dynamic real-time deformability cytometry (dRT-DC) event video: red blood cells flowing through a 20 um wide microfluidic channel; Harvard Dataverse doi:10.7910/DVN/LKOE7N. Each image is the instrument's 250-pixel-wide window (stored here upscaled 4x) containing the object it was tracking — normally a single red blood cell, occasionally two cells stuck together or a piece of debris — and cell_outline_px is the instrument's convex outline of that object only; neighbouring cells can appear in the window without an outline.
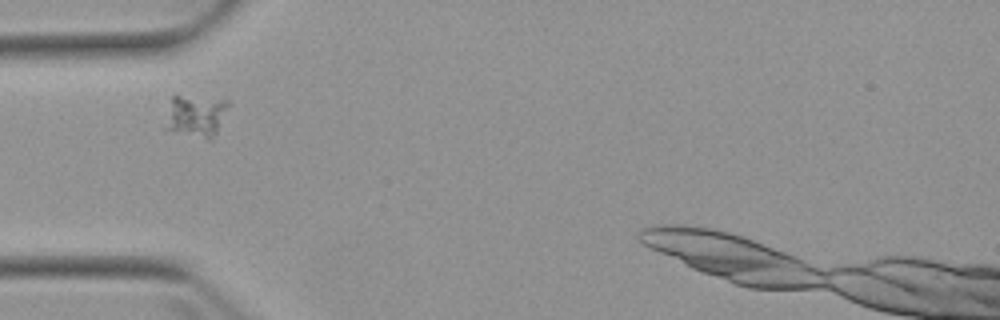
{"species": "Egyptian fruit bat (a non-hibernating species)", "species_latin": "Rousettus aegyptiacus", "temperature_condition": "warm", "stored_images_in_passage": 2, "camera_frame_rate_fps": 3000, "um_per_image_px": 0.085, "animal": {"sex": "female"}, "frame": {"image": 1, "passage_image": 1, "time_ms": 0.0, "image_size_px": [1000, 320], "cell_outline_px": [[232, 104], [212, 140], [208, 140], [164, 128], [172, 96], [180, 96], [228, 100]], "centroid_in_image_um": [16.72, 9.85], "position_along_channel_um": 68.3, "area_um2": 15.32}}
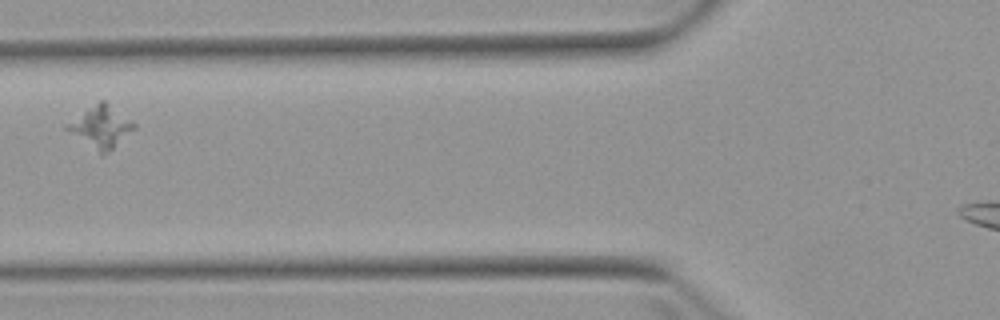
{"frame": {"image": 2, "passage_image": 2, "time_ms": 1.333, "image_size_px": [1000, 320], "cell_outline_px": [[136, 128], [104, 156], [100, 156], [68, 132], [64, 128], [64, 124], [100, 100], [104, 100], [132, 120], [136, 124]], "centroid_in_image_um": [8.55, 10.82], "position_along_channel_um": 117.2, "area_um2": 16.59}}